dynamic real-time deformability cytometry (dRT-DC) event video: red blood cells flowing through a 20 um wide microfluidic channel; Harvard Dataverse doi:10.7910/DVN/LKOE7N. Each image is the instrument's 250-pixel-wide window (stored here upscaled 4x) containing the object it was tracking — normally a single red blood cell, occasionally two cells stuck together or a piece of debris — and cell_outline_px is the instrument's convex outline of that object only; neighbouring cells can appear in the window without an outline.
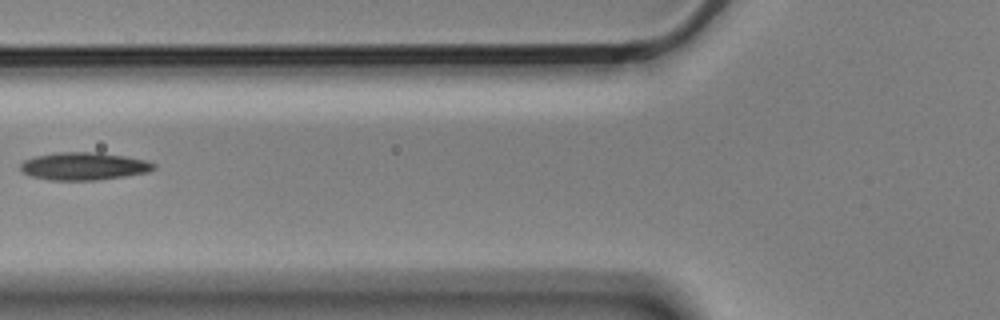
{"species": "Egyptian fruit bat (a non-hibernating species)", "species_latin": "Rousettus aegyptiacus", "temperature_condition": "cold", "stored_images_in_passage": 3, "camera_frame_rate_fps": 3000, "um_per_image_px": 0.085, "animal": {"sex": "male"}, "frame": {"image": 1, "passage_image": 3, "time_ms": 0.667, "image_size_px": [1000, 320], "cell_outline_px": [[156, 168], [148, 172], [124, 176], [96, 180], [52, 180], [32, 176], [24, 172], [20, 168], [20, 164], [24, 160], [36, 156], [56, 152], [96, 152], [124, 156], [144, 160], [156, 164]], "centroid_in_image_um": [7.13, 14.12], "position_along_channel_um": 118.7, "area_um2": 21.33}}